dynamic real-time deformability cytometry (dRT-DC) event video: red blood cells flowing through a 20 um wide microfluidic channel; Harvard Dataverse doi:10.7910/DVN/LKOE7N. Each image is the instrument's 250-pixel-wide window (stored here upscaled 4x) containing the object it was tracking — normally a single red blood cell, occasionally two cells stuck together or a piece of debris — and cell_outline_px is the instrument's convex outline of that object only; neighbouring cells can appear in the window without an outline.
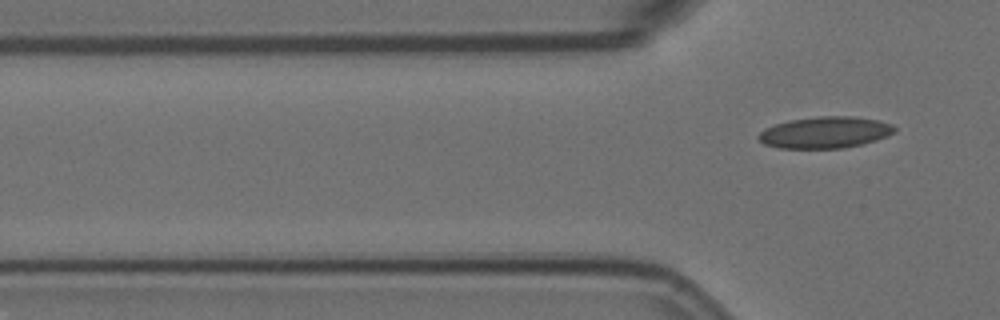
{"species": "Egyptian fruit bat (a non-hibernating species)", "species_latin": "Rousettus aegyptiacus", "temperature_condition": "room temperature", "stored_images_in_passage": 6, "segment_of_instrument_passage": [2, 2], "camera_frame_rate_fps": 3000, "um_per_image_px": 0.085, "animal": {"sex": "female"}, "frame": {"image": 1, "passage_image": 6, "time_ms": 1.667, "image_size_px": [1000, 320], "cell_outline_px": [[896, 132], [888, 136], [876, 140], [844, 148], [780, 148], [764, 144], [756, 136], [764, 128], [788, 120], [816, 116], [856, 116], [876, 120], [892, 124], [896, 128]], "centroid_in_image_um": [70.13, 11.25], "position_along_channel_um": 55.7, "area_um2": 25.09}}